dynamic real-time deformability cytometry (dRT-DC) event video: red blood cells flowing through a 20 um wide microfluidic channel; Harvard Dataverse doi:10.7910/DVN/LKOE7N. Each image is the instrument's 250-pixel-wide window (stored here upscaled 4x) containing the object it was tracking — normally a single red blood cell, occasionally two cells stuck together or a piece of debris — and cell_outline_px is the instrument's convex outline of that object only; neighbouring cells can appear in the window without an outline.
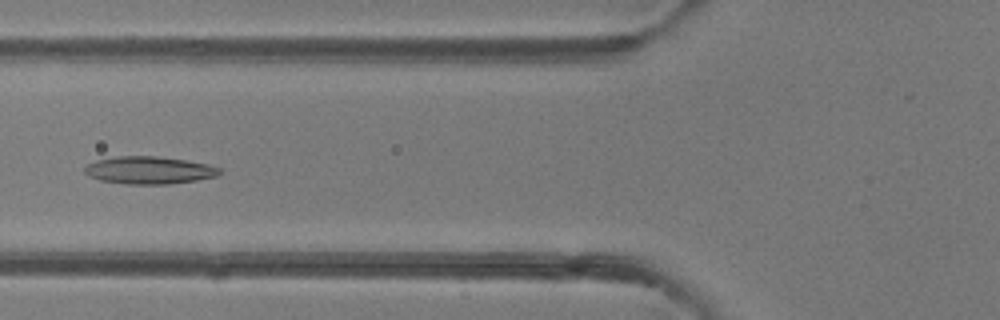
{"species": "common noctule bat (a hibernating species)", "species_latin": "Nyctalus noctula", "temperature_condition": "room temperature", "stored_images_in_passage": 37, "camera_frame_rate_fps": 3000, "um_per_image_px": 0.085, "animal": {"sex": "female"}, "frame": {"image": 1, "passage_image": 7, "time_ms": 2.0, "image_size_px": [1000, 320], "cell_outline_px": [[224, 172], [220, 176], [196, 180], [168, 184], [128, 184], [100, 180], [88, 176], [84, 172], [84, 168], [88, 164], [96, 160], [116, 156], [156, 156], [184, 160], [208, 164], [220, 168]], "centroid_in_image_um": [12.71, 14.47], "position_along_channel_um": 113.1, "area_um2": 21.73}}
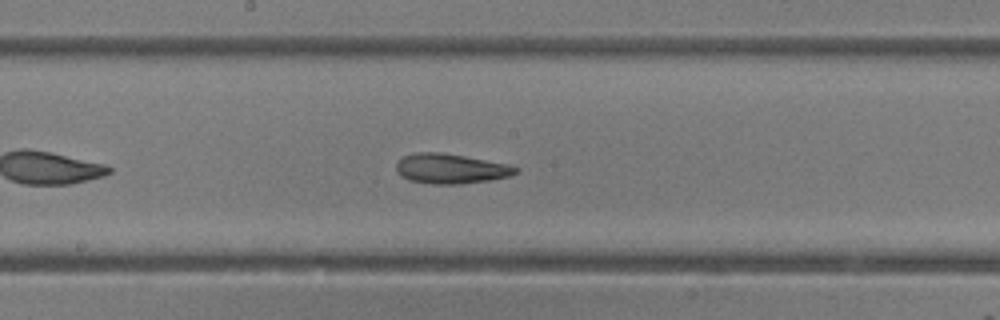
{"frame": {"image": 2, "passage_image": 14, "time_ms": 4.333, "image_size_px": [1000, 320], "cell_outline_px": [[520, 168], [516, 172], [508, 176], [488, 180], [460, 184], [432, 184], [408, 180], [400, 176], [396, 172], [396, 164], [404, 156], [416, 152], [440, 152], [464, 156], [508, 164]], "centroid_in_image_um": [38.27, 14.34], "position_along_channel_um": 209.9, "area_um2": 20.69}}
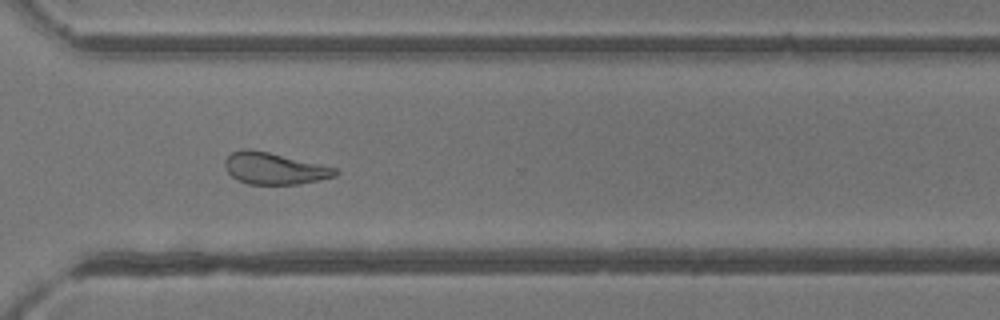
{"frame": {"image": 3, "passage_image": 24, "time_ms": 7.667, "image_size_px": [1000, 320], "cell_outline_px": [[340, 172], [336, 176], [300, 184], [248, 184], [236, 180], [224, 168], [224, 160], [232, 152], [244, 148], [248, 148], [268, 152], [320, 164], [336, 168]], "centroid_in_image_um": [23.29, 14.32], "position_along_channel_um": 347.3, "area_um2": 20.4}, "authors_computed_cell_mechanics": {"area_um2": 21.7328, "velocity_mm_per_s": 4.1455, "shape_relaxation_time_tau1_ms": 8.9487, "shape_relaxation_time_tau2_ms": 5.3626, "deformation_change_tau1": 0.2091, "deformation_change_tau2": 0.158}}